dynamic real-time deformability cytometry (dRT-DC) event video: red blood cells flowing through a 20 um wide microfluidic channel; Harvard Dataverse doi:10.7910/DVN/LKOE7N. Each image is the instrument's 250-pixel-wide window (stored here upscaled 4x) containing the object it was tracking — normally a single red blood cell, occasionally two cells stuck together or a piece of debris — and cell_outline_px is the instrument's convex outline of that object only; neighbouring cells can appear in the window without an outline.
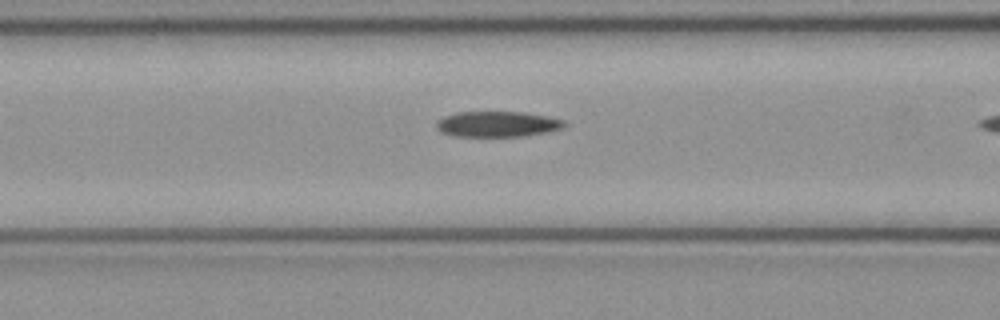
{"species": "common noctule bat (a hibernating species)", "species_latin": "Nyctalus noctula", "temperature_condition": "cold", "stored_images_in_passage": 5, "camera_frame_rate_fps": 3000, "um_per_image_px": 0.085, "animal": {"sex": "female", "body_mass_g": 21.9}, "frame": {"image": 1, "passage_image": 4, "time_ms": 1.0, "image_size_px": [1000, 320], "cell_outline_px": [[568, 124], [564, 128], [548, 132], [524, 136], [452, 136], [440, 132], [436, 128], [436, 120], [444, 116], [456, 112], [524, 112], [548, 116], [564, 120]], "centroid_in_image_um": [42.29, 10.55], "position_along_channel_um": 124.3, "area_um2": 19.36}}
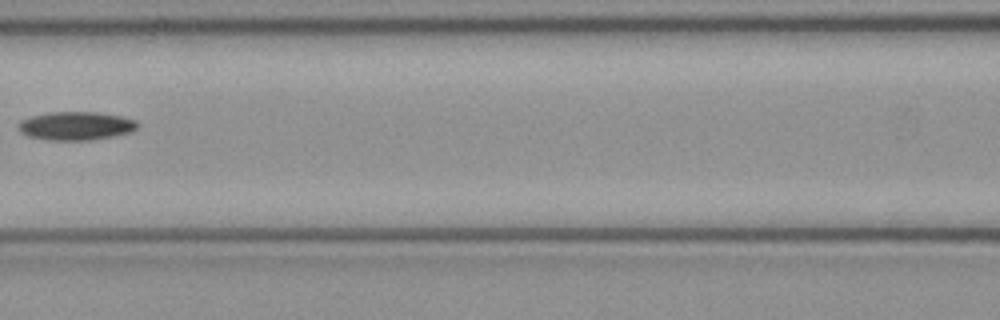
{"frame": {"image": 2, "passage_image": 5, "time_ms": 1.333, "image_size_px": [1000, 320], "cell_outline_px": [[140, 124], [132, 132], [112, 136], [88, 140], [48, 140], [28, 136], [20, 132], [16, 128], [16, 124], [20, 120], [32, 116], [52, 112], [96, 112], [120, 116], [136, 120]], "centroid_in_image_um": [6.42, 10.7], "position_along_channel_um": 160.2, "area_um2": 19.83}}